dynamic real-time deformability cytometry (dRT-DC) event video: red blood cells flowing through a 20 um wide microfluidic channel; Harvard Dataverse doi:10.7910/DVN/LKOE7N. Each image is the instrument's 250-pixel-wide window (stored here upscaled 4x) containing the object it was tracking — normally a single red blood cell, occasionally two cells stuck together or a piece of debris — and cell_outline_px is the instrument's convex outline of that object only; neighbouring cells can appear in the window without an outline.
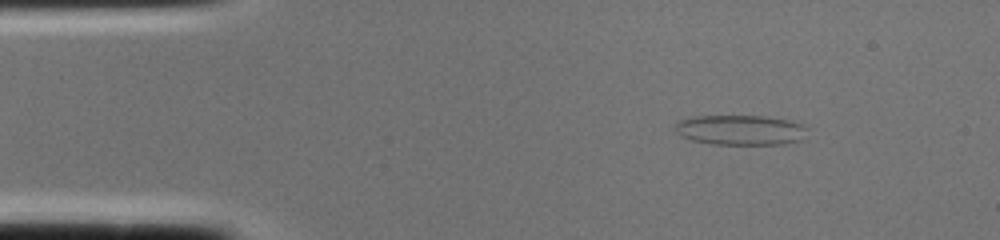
{"species": "common noctule bat (a hibernating species)", "species_latin": "Nyctalus noctula", "temperature_condition": "cold", "stored_images_in_passage": 1, "camera_frame_rate_fps": 3000, "um_per_image_px": 0.085, "animal": {"sex": "female", "body_mass_g": 22.0, "forearm_length_mm": 56.7}, "frame": {"image": 1, "passage_image": 1, "time_ms": 0.0, "image_size_px": [1000, 240], "cell_outline_px": [[808, 128], [800, 140], [784, 144], [712, 144], [692, 140], [680, 136], [676, 132], [676, 124], [680, 120], [692, 116], [764, 116], [788, 120], [800, 124]], "centroid_in_image_um": [62.91, 11.05], "position_along_channel_um": 22.1, "area_um2": 23.0}}